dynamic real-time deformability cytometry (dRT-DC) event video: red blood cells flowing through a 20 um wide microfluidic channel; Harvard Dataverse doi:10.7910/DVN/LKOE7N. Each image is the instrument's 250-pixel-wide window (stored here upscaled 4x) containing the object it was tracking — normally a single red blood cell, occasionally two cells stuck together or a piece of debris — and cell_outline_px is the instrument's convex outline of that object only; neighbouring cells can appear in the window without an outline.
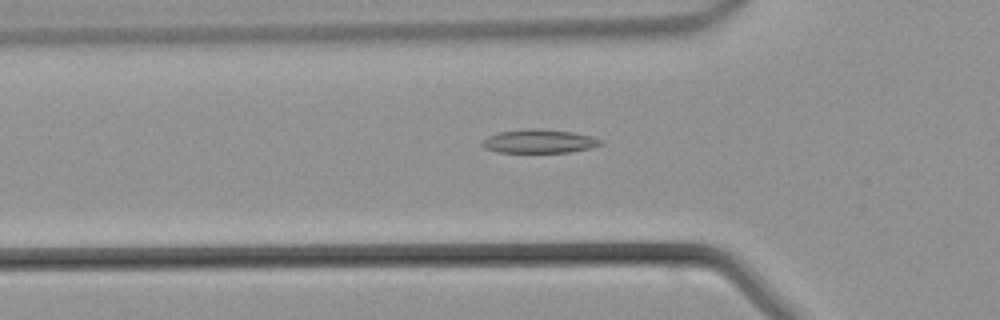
{"species": "common noctule bat (a hibernating species)", "species_latin": "Nyctalus noctula", "temperature_condition": "warm", "stored_images_in_passage": 27, "camera_frame_rate_fps": 3000, "um_per_image_px": 0.085, "animal": {"sex": "male", "body_mass_g": 21.5, "forearm_length_mm": 52.0}, "frame": {"image": 1, "passage_image": 3, "time_ms": 0.667, "image_size_px": [1000, 320], "cell_outline_px": [[604, 144], [592, 148], [568, 152], [496, 152], [484, 148], [480, 144], [488, 136], [500, 132], [528, 128], [536, 128], [572, 132], [592, 136], [604, 140]], "centroid_in_image_um": [45.87, 12.01], "position_along_channel_um": 79.9, "area_um2": 16.42}}
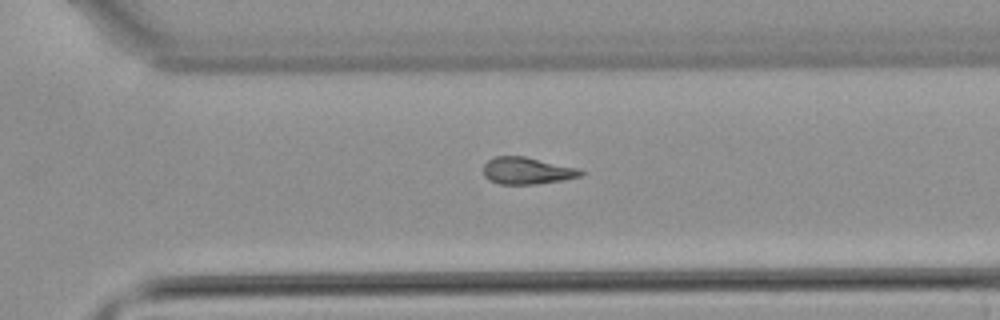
{"frame": {"image": 2, "passage_image": 19, "time_ms": 6.0, "image_size_px": [1000, 320], "cell_outline_px": [[584, 172], [580, 176], [564, 180], [536, 184], [500, 184], [488, 180], [484, 176], [484, 164], [488, 160], [496, 156], [524, 156], [576, 168]], "centroid_in_image_um": [44.75, 14.52], "position_along_channel_um": 325.8, "area_um2": 15.14}}
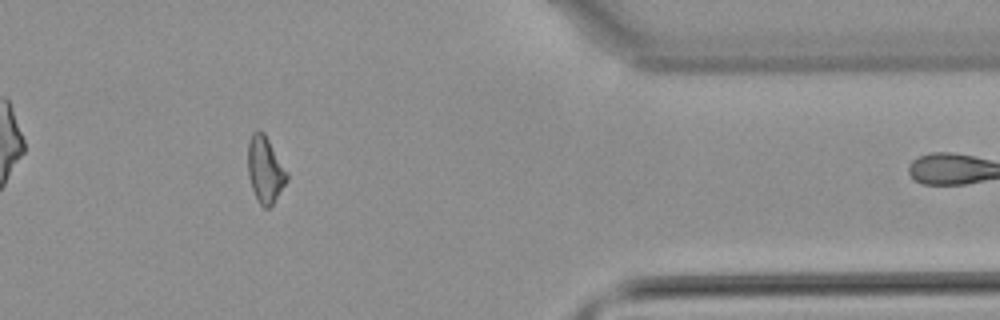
{"frame": {"image": 3, "passage_image": 25, "time_ms": 8.0, "image_size_px": [1000, 320], "cell_outline_px": [[288, 180], [272, 204], [268, 208], [264, 208], [256, 200], [248, 176], [248, 140], [252, 132], [260, 128], [264, 132], [288, 172]], "centroid_in_image_um": [22.53, 14.39], "position_along_channel_um": 388.9, "area_um2": 15.26}}